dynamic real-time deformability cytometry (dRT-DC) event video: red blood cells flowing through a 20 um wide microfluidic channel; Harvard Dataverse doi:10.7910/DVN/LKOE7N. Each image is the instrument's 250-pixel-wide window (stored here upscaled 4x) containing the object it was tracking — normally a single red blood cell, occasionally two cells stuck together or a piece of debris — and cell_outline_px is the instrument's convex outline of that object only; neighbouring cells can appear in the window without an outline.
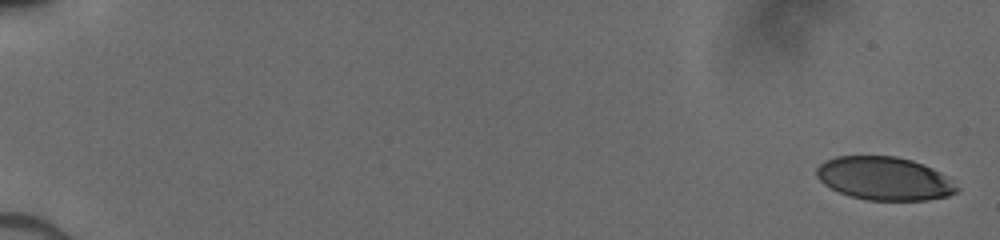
{"species": "human", "species_latin": "Homo sapiens", "temperature_condition": "cold", "stored_images_in_passage": 19, "camera_frame_rate_fps": 3000, "um_per_image_px": 0.085, "donor": {"sex": "male"}, "frame": {"image": 1, "passage_image": 1, "time_ms": 0.0, "image_size_px": [1000, 240], "cell_outline_px": [[960, 188], [956, 192], [948, 196], [928, 200], [864, 200], [848, 196], [824, 184], [816, 176], [816, 168], [824, 160], [836, 156], [896, 156], [912, 160], [924, 164], [940, 172]], "centroid_in_image_um": [75.15, 15.17], "position_along_channel_um": 9.8, "area_um2": 35.49}}
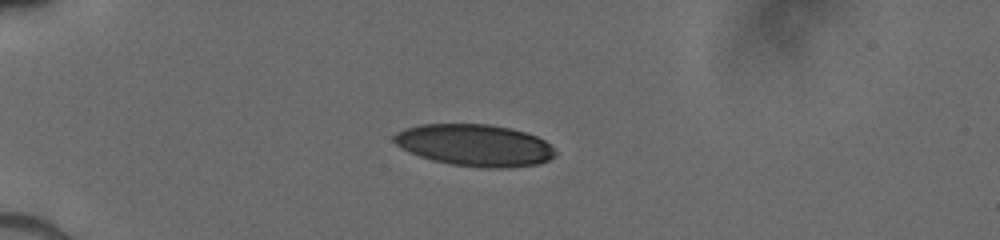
{"frame": {"image": 2, "passage_image": 14, "time_ms": 4.667, "image_size_px": [1000, 240], "cell_outline_px": [[556, 156], [548, 160], [536, 164], [504, 168], [484, 168], [452, 164], [432, 160], [408, 152], [400, 148], [392, 140], [392, 136], [396, 132], [404, 128], [420, 124], [488, 124], [512, 128], [536, 136], [544, 140], [556, 152]], "centroid_in_image_um": [40.31, 12.34], "position_along_channel_um": 44.7, "area_um2": 39.42}}
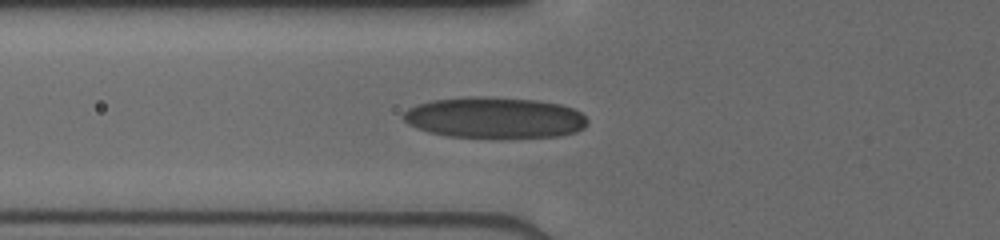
{"frame": {"image": 3, "passage_image": 19, "time_ms": 6.667, "image_size_px": [1000, 240], "cell_outline_px": [[588, 124], [584, 128], [576, 132], [560, 136], [508, 140], [500, 140], [448, 136], [428, 132], [416, 128], [408, 124], [404, 120], [404, 112], [408, 108], [432, 100], [472, 96], [536, 100], [560, 104], [572, 108], [580, 112], [588, 120]], "centroid_in_image_um": [42.08, 10.05], "position_along_channel_um": 83.7, "area_um2": 45.08}}